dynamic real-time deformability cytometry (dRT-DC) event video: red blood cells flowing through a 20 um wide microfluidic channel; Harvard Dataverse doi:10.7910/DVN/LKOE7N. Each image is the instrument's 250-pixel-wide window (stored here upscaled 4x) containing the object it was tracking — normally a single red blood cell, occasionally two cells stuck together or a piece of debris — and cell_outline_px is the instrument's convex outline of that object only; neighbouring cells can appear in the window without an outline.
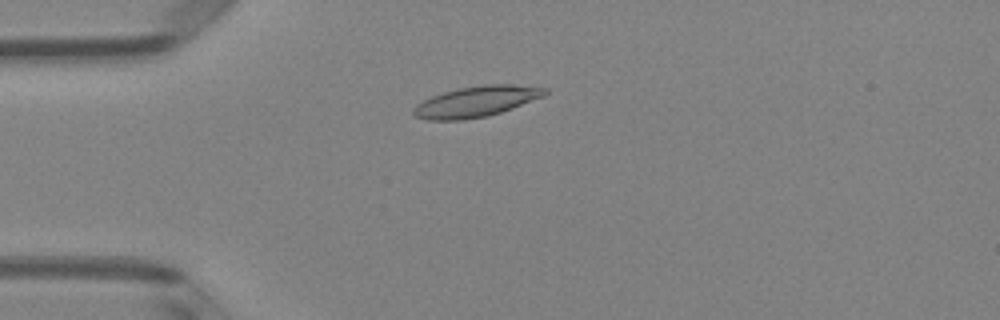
{"species": "Egyptian fruit bat (a non-hibernating species)", "species_latin": "Rousettus aegyptiacus", "temperature_condition": "room temperature", "stored_images_in_passage": 41, "camera_frame_rate_fps": 3000, "um_per_image_px": 0.085, "animal": {"sex": "female"}, "frame": {"image": 1, "passage_image": 4, "time_ms": 1.0, "image_size_px": [1000, 320], "cell_outline_px": [[548, 92], [544, 96], [512, 108], [488, 116], [464, 120], [428, 120], [416, 116], [412, 112], [412, 108], [416, 104], [432, 96], [444, 92], [460, 88], [484, 84], [512, 84], [548, 88]], "centroid_in_image_um": [40.49, 8.63], "position_along_channel_um": 44.5, "area_um2": 23.47}}
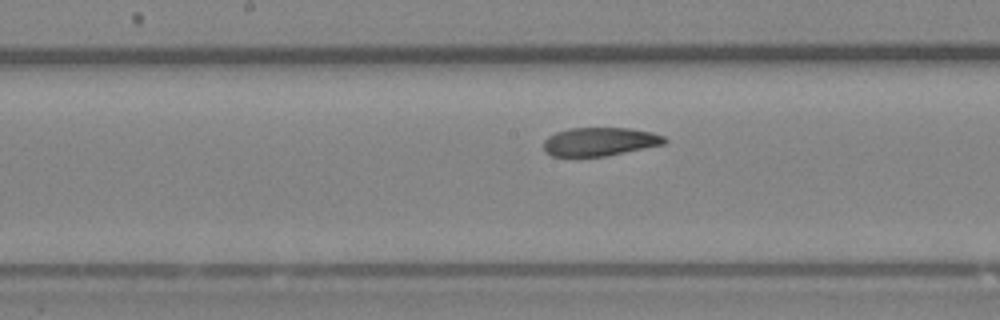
{"frame": {"image": 2, "passage_image": 17, "time_ms": 5.333, "image_size_px": [1000, 320], "cell_outline_px": [[668, 140], [664, 144], [604, 156], [552, 156], [544, 152], [544, 140], [548, 136], [556, 132], [568, 128], [628, 128], [652, 132], [664, 136]], "centroid_in_image_um": [50.96, 12.03], "position_along_channel_um": 197.2, "area_um2": 20.0}}
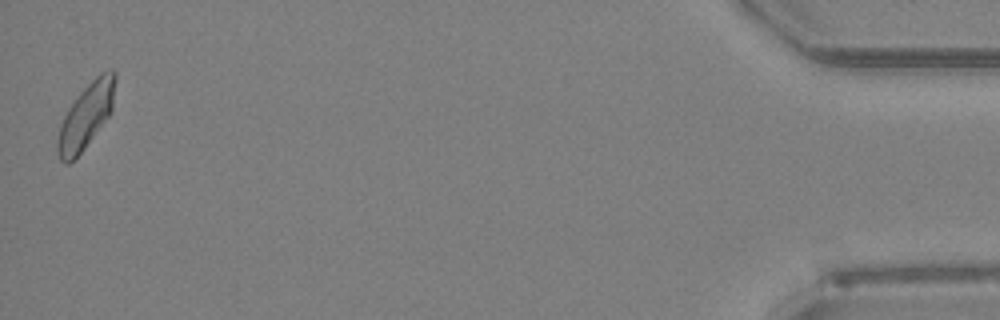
{"frame": {"image": 3, "passage_image": 41, "time_ms": 13.333, "image_size_px": [1000, 320], "cell_outline_px": [[116, 80], [112, 112], [84, 148], [68, 164], [64, 164], [60, 160], [56, 152], [56, 140], [60, 124], [68, 108], [80, 92], [100, 72], [112, 68], [116, 72]], "centroid_in_image_um": [7.31, 9.84], "position_along_channel_um": 427.9, "area_um2": 21.91}, "authors_computed_cell_mechanics": {"area_um2": 21.3282, "velocity_mm_per_s": 4.014, "shape_relaxation_time_tau1_ms": null, "shape_relaxation_time_tau2_ms": 2.8249, "deformation_change_tau1": null, "deformation_change_tau2": 0.0825}}